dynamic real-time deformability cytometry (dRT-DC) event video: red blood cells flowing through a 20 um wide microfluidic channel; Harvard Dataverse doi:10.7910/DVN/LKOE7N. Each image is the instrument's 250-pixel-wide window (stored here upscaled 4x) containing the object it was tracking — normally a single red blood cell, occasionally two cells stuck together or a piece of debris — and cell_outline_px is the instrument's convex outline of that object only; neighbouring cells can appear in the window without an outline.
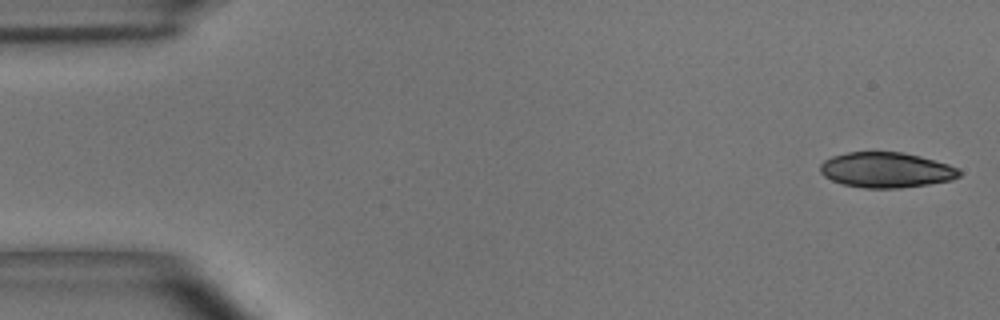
{"species": "common noctule bat (a hibernating species)", "species_latin": "Nyctalus noctula", "temperature_condition": "room temperature", "stored_images_in_passage": 53, "camera_frame_rate_fps": 3000, "um_per_image_px": 0.085, "animal": {"sex": "male", "body_mass_g": 15.6}, "frame": {"image": 1, "passage_image": 1, "time_ms": 0.0, "image_size_px": [1000, 320], "cell_outline_px": [[960, 176], [952, 180], [928, 184], [900, 188], [864, 188], [844, 184], [832, 180], [824, 176], [820, 172], [820, 164], [824, 160], [832, 156], [848, 152], [904, 152], [920, 156], [948, 164], [956, 168], [960, 172]], "centroid_in_image_um": [75.31, 14.44], "position_along_channel_um": 9.7, "area_um2": 28.55}}